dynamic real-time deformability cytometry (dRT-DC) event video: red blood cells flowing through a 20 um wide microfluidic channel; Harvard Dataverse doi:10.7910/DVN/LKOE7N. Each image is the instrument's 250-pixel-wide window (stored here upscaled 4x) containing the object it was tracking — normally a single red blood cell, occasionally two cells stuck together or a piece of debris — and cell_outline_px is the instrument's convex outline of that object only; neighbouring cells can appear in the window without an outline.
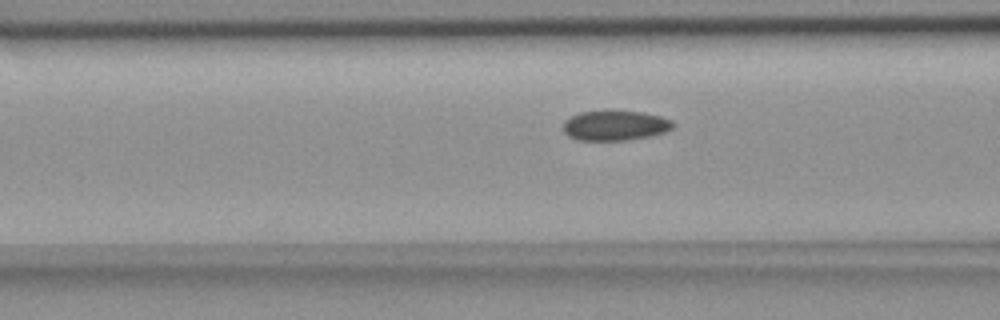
{"species": "common noctule bat (a hibernating species)", "species_latin": "Nyctalus noctula", "temperature_condition": "room temperature", "stored_images_in_passage": 41, "camera_frame_rate_fps": 3000, "um_per_image_px": 0.085, "animal": {"sex": "female", "body_mass_g": 18.4}, "frame": {"image": 1, "passage_image": 13, "time_ms": 4.0, "image_size_px": [1000, 320], "cell_outline_px": [[672, 128], [664, 132], [648, 136], [628, 140], [576, 140], [568, 136], [564, 132], [564, 120], [580, 112], [644, 112], [660, 116], [672, 120]], "centroid_in_image_um": [52.26, 10.68], "position_along_channel_um": 114.3, "area_um2": 18.79}}
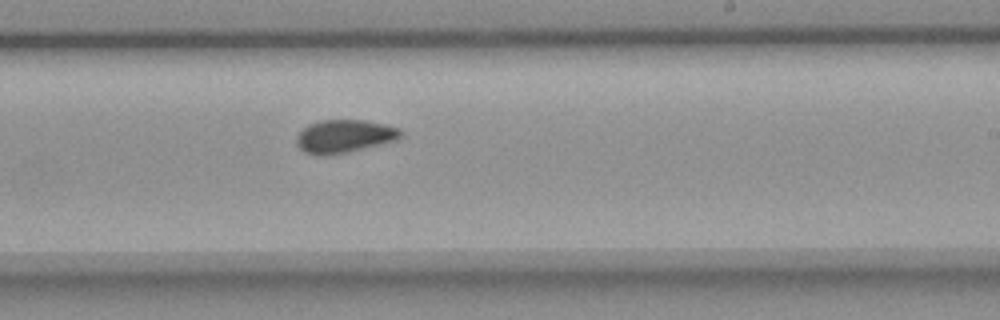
{"frame": {"image": 2, "passage_image": 25, "time_ms": 8.0, "image_size_px": [1000, 320], "cell_outline_px": [[404, 132], [396, 140], [344, 152], [304, 152], [300, 148], [296, 140], [296, 136], [308, 124], [320, 120], [364, 120], [384, 124], [400, 128]], "centroid_in_image_um": [29.31, 11.52], "position_along_channel_um": 259.7, "area_um2": 19.19}}
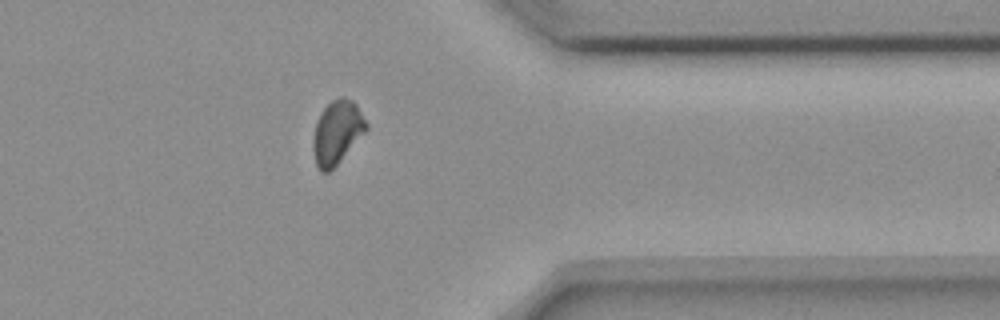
{"frame": {"image": 3, "passage_image": 36, "time_ms": 11.667, "image_size_px": [1000, 320], "cell_outline_px": [[368, 128], [336, 164], [328, 172], [320, 172], [316, 164], [312, 148], [312, 140], [316, 120], [320, 112], [332, 100], [340, 96], [344, 96], [352, 100], [356, 104], [368, 124]], "centroid_in_image_um": [28.62, 11.21], "position_along_channel_um": 382.8, "area_um2": 19.54}}